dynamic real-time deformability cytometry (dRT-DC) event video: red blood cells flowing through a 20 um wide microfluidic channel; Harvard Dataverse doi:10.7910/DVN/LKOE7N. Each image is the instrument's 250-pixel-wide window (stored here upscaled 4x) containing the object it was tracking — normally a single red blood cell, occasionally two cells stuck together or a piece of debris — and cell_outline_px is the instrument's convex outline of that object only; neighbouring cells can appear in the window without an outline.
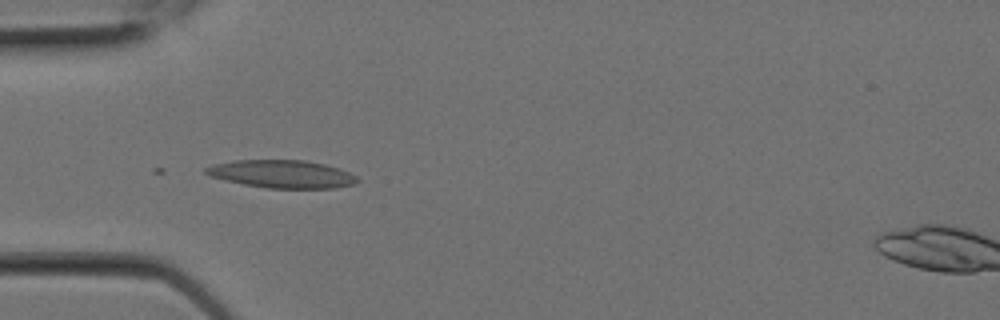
{"species": "Egyptian fruit bat (a non-hibernating species)", "species_latin": "Rousettus aegyptiacus", "temperature_condition": "room temperature", "stored_images_in_passage": 12, "camera_frame_rate_fps": 3000, "um_per_image_px": 0.085, "animal": {"sex": "female"}, "frame": {"image": 1, "passage_image": 7, "time_ms": 2.0, "image_size_px": [1000, 320], "cell_outline_px": [[360, 180], [352, 184], [336, 188], [268, 188], [244, 184], [208, 176], [204, 172], [204, 168], [212, 164], [232, 160], [304, 160], [324, 164], [340, 168], [356, 176]], "centroid_in_image_um": [23.93, 14.78], "position_along_channel_um": 61.1, "area_um2": 24.62}}
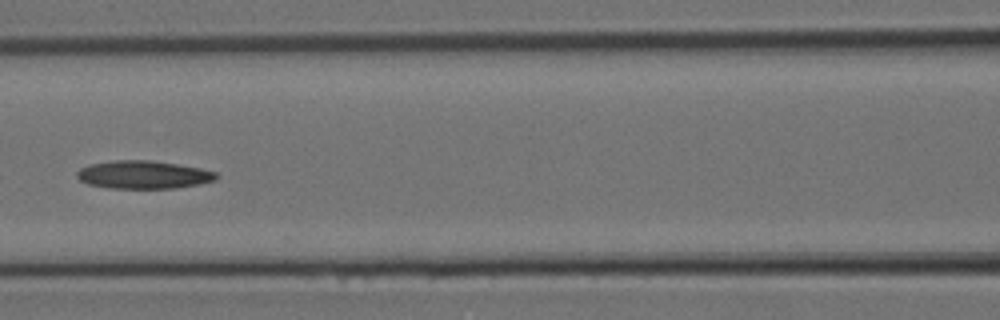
{"frame": {"image": 2, "passage_image": 10, "time_ms": 3.0, "image_size_px": [1000, 320], "cell_outline_px": [[220, 176], [216, 180], [200, 184], [176, 188], [108, 188], [88, 184], [80, 180], [76, 176], [76, 172], [80, 168], [88, 164], [116, 160], [152, 160], [200, 168], [216, 172]], "centroid_in_image_um": [12.19, 14.85], "position_along_channel_um": 154.4, "area_um2": 22.89}}
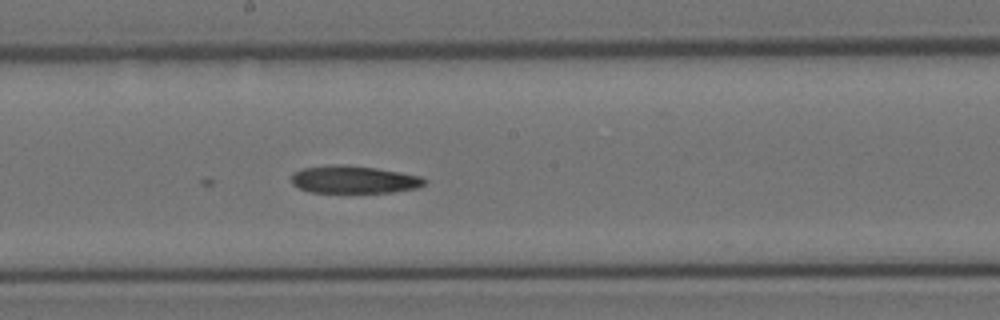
{"frame": {"image": 3, "passage_image": 12, "time_ms": 3.667, "image_size_px": [1000, 320], "cell_outline_px": [[428, 180], [424, 184], [416, 188], [392, 192], [308, 192], [292, 184], [292, 172], [304, 168], [332, 164], [344, 164], [376, 168], [400, 172], [420, 176]], "centroid_in_image_um": [30.07, 15.25], "position_along_channel_um": 218.1, "area_um2": 21.39}}